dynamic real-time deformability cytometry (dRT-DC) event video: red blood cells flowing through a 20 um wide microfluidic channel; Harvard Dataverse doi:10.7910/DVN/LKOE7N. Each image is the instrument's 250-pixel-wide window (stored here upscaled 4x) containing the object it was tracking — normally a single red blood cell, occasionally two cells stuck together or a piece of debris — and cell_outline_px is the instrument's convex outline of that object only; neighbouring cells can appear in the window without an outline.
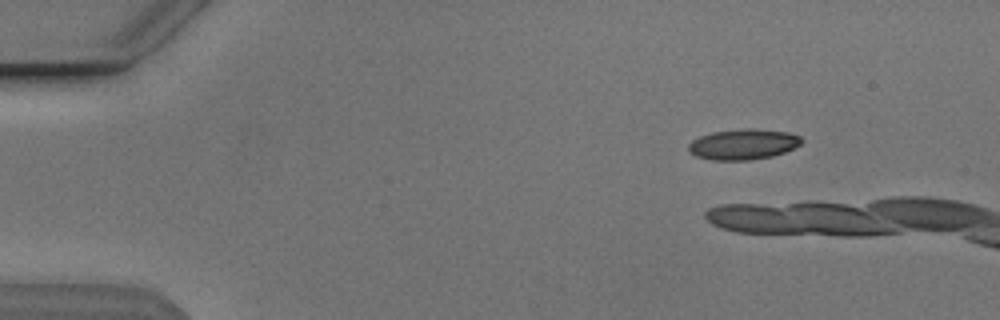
{"species": "Egyptian fruit bat (a non-hibernating species)", "species_latin": "Rousettus aegyptiacus", "temperature_condition": "cold", "stored_images_in_passage": 10, "camera_frame_rate_fps": 3000, "um_per_image_px": 0.085, "animal": {"sex": "male"}, "frame": {"image": 1, "passage_image": 5, "time_ms": 1.333, "image_size_px": [1000, 320], "cell_outline_px": [[804, 140], [800, 144], [784, 152], [772, 156], [748, 160], [712, 160], [696, 156], [688, 152], [688, 144], [692, 140], [700, 136], [712, 132], [744, 128], [752, 128], [788, 132], [800, 136]], "centroid_in_image_um": [63.15, 12.26], "position_along_channel_um": 21.8, "area_um2": 20.17}}